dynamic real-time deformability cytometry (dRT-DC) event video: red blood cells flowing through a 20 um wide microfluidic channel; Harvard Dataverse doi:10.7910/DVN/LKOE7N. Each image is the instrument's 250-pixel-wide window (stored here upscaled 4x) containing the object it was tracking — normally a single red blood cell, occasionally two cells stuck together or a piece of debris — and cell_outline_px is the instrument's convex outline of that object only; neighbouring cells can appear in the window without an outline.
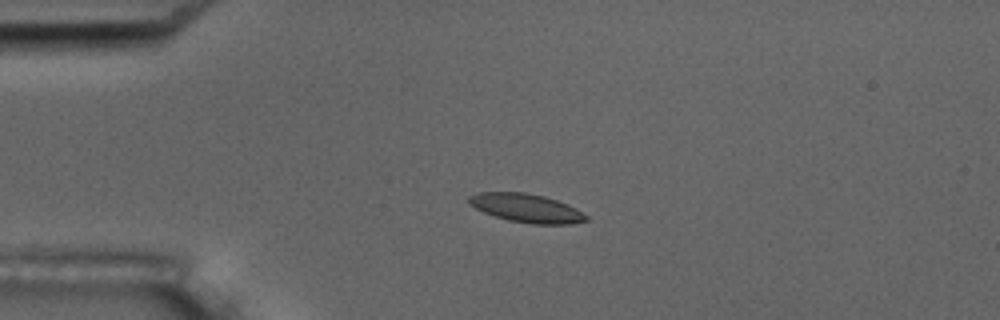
{"species": "common noctule bat (a hibernating species)", "species_latin": "Nyctalus noctula", "temperature_condition": "room temperature", "stored_images_in_passage": 5, "camera_frame_rate_fps": 3000, "um_per_image_px": 0.085, "animal": {"sex": "male", "body_mass_g": 17.5, "forearm_length_mm": 52.3}, "frame": {"image": 1, "passage_image": 3, "time_ms": 2.333, "image_size_px": [1000, 320], "cell_outline_px": [[588, 220], [568, 224], [532, 224], [508, 220], [484, 212], [468, 204], [468, 196], [476, 192], [524, 192], [544, 196], [568, 204], [576, 208], [588, 216]], "centroid_in_image_um": [44.73, 17.68], "position_along_channel_um": 40.3, "area_um2": 19.54}}